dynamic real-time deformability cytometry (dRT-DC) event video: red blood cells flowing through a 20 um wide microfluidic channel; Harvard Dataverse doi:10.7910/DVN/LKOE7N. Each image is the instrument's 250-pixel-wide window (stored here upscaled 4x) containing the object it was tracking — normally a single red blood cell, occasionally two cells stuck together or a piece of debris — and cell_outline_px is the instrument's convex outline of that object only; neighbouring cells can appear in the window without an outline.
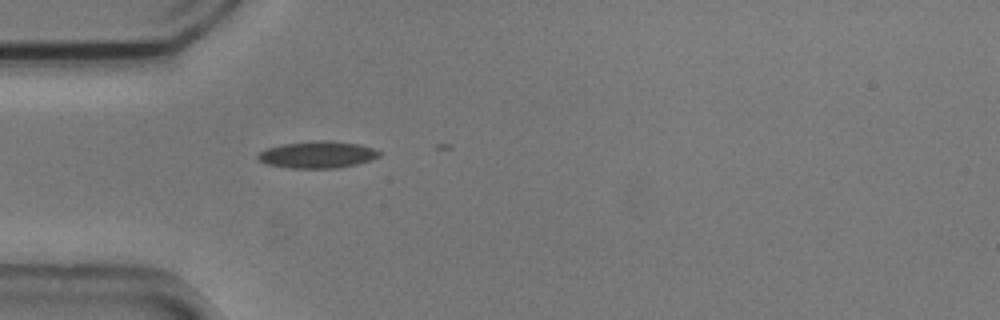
{"species": "common noctule bat (a hibernating species)", "species_latin": "Nyctalus noctula", "temperature_condition": "cold", "stored_images_in_passage": 3, "camera_frame_rate_fps": 3000, "um_per_image_px": 0.085, "animal": {"sex": "male", "body_mass_g": 20.5, "forearm_length_mm": 52.5}, "frame": {"image": 1, "passage_image": 1, "time_ms": 0.0, "image_size_px": [1000, 320], "cell_outline_px": [[380, 156], [372, 160], [356, 164], [336, 168], [288, 168], [268, 164], [260, 160], [256, 156], [260, 152], [268, 148], [284, 144], [312, 140], [328, 140], [360, 144], [376, 148], [380, 152]], "centroid_in_image_um": [27.04, 13.14], "position_along_channel_um": 58.0, "area_um2": 19.07}}